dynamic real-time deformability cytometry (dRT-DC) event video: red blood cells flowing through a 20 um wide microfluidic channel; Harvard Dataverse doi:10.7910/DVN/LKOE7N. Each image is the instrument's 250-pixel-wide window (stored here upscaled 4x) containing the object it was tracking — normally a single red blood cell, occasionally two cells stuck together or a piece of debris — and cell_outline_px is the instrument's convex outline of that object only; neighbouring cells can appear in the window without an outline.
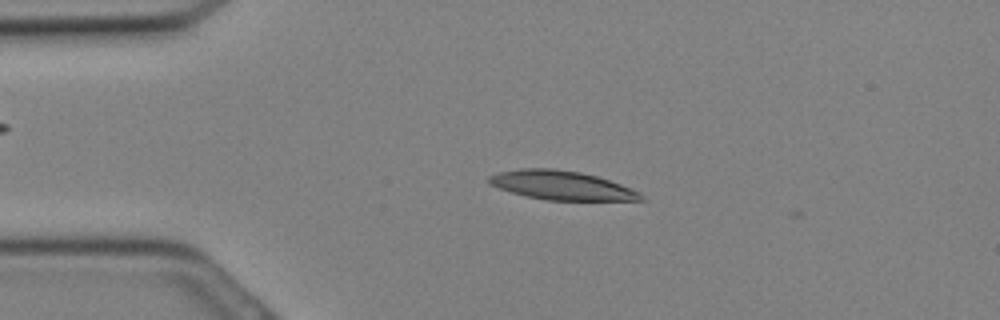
{"species": "Egyptian fruit bat (a non-hibernating species)", "species_latin": "Rousettus aegyptiacus", "temperature_condition": "cold", "stored_images_in_passage": 4, "camera_frame_rate_fps": 3000, "um_per_image_px": 0.085, "animal": {"sex": "female"}, "frame": {"image": 1, "passage_image": 1, "time_ms": 0.0, "image_size_px": [1000, 320], "cell_outline_px": [[644, 200], [544, 200], [524, 196], [488, 184], [488, 176], [500, 172], [520, 168], [552, 168], [580, 172], [596, 176], [632, 188], [640, 192], [644, 196]], "centroid_in_image_um": [47.72, 15.75], "position_along_channel_um": 37.3, "area_um2": 25.61}}